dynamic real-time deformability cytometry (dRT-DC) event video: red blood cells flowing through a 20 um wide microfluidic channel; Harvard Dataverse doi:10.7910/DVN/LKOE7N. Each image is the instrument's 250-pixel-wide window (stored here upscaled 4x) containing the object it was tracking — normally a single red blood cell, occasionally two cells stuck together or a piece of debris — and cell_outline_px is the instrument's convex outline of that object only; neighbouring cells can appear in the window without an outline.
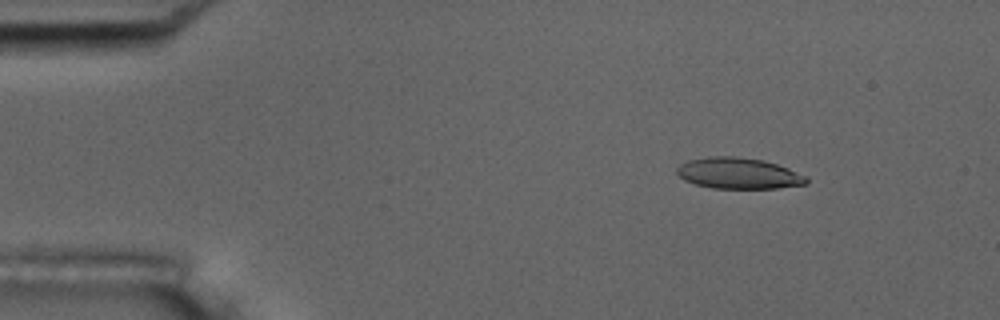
{"species": "common noctule bat (a hibernating species)", "species_latin": "Nyctalus noctula", "temperature_condition": "room temperature", "stored_images_in_passage": 51, "camera_frame_rate_fps": 3000, "um_per_image_px": 0.085, "animal": {"sex": "male", "body_mass_g": 17.5, "forearm_length_mm": 52.3}, "frame": {"image": 1, "passage_image": 5, "time_ms": 1.333, "image_size_px": [1000, 320], "cell_outline_px": [[808, 184], [776, 188], [712, 188], [696, 184], [684, 180], [676, 172], [676, 168], [680, 164], [688, 160], [708, 156], [736, 156], [764, 160], [788, 168], [808, 176]], "centroid_in_image_um": [62.78, 14.72], "position_along_channel_um": 22.2, "area_um2": 23.58}}
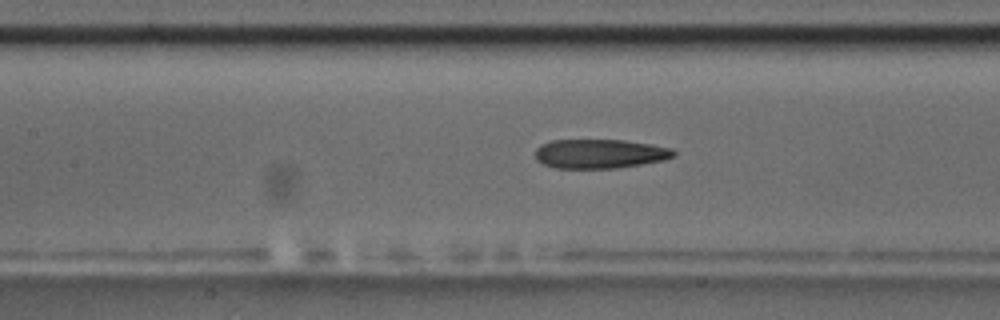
{"frame": {"image": 2, "passage_image": 22, "time_ms": 7.0, "image_size_px": [1000, 320], "cell_outline_px": [[676, 156], [664, 160], [616, 168], [556, 168], [544, 164], [536, 160], [536, 148], [540, 144], [552, 140], [624, 140], [652, 144], [672, 148], [676, 152]], "centroid_in_image_um": [51.0, 13.06], "position_along_channel_um": 156.4, "area_um2": 23.64}}
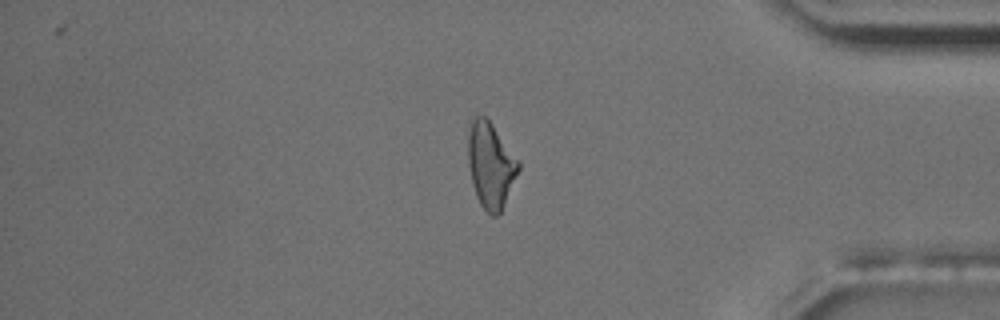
{"frame": {"image": 3, "passage_image": 43, "time_ms": 14.0, "image_size_px": [1000, 320], "cell_outline_px": [[520, 168], [504, 204], [500, 212], [496, 216], [492, 216], [480, 204], [476, 196], [468, 164], [468, 120], [472, 116], [484, 116], [492, 124], [520, 160]], "centroid_in_image_um": [41.69, 13.98], "position_along_channel_um": 393.5, "area_um2": 25.2}, "authors_computed_cell_mechanics": {"area_um2": 24.4494, "velocity_mm_per_s": 3.7597, "shape_relaxation_time_tau1_ms": null, "shape_relaxation_time_tau2_ms": 4.2649, "deformation_change_tau1": null, "deformation_change_tau2": 0.1487}}